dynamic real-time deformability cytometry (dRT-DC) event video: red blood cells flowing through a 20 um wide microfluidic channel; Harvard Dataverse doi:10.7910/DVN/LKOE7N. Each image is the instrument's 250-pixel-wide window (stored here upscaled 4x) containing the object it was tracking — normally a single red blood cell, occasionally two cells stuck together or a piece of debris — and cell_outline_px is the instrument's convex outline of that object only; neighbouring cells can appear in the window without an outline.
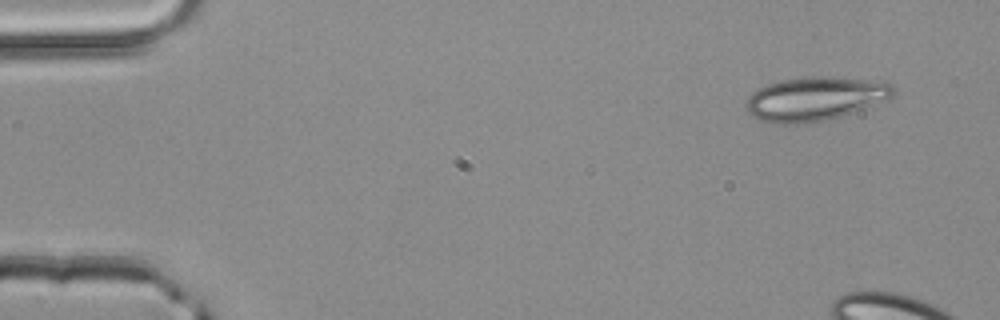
{"species": "common noctule bat (a hibernating species)", "species_latin": "Nyctalus noctula", "temperature_condition": "room temperature", "stored_images_in_passage": 4, "camera_frame_rate_fps": 3000, "um_per_image_px": 0.085, "animal": {"sex": "male", "body_mass_g": 20.4}, "frame": {"image": 1, "passage_image": 1, "time_ms": 0.0, "image_size_px": [1000, 320], "cell_outline_px": [[896, 92], [892, 96], [852, 112], [840, 116], [824, 120], [804, 124], [776, 124], [760, 120], [752, 116], [748, 112], [744, 104], [748, 96], [752, 92], [768, 84], [780, 80], [808, 76], [828, 76], [880, 80], [892, 84], [896, 88]], "centroid_in_image_um": [69.25, 8.38], "position_along_channel_um": 15.8, "area_um2": 37.8}}